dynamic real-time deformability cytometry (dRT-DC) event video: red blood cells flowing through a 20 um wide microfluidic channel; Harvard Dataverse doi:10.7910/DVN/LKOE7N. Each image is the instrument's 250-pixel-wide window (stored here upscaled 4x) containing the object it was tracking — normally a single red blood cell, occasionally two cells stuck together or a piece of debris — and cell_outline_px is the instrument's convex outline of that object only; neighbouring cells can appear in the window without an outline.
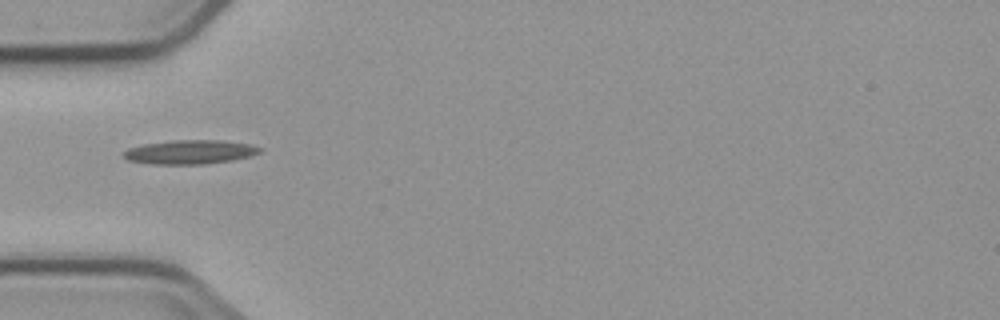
{"species": "common noctule bat (a hibernating species)", "species_latin": "Nyctalus noctula", "temperature_condition": "cold", "stored_images_in_passage": 6, "camera_frame_rate_fps": 3000, "um_per_image_px": 0.085, "animal": {"sex": "male", "body_mass_g": 23.1, "forearm_length_mm": 52.7}, "frame": {"image": 1, "passage_image": 1, "time_ms": 0.0, "image_size_px": [1000, 320], "cell_outline_px": [[264, 148], [260, 152], [248, 156], [232, 160], [204, 164], [152, 164], [128, 160], [124, 156], [124, 152], [128, 148], [144, 144], [172, 140], [220, 140], [252, 144]], "centroid_in_image_um": [16.17, 12.91], "position_along_channel_um": 68.8, "area_um2": 19.02}}
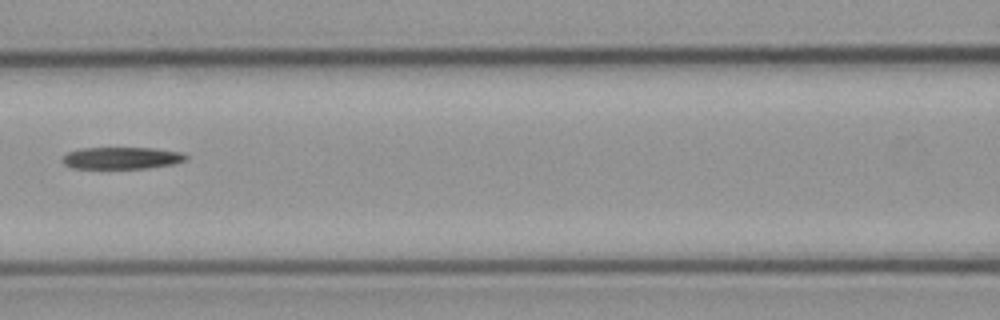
{"frame": {"image": 2, "passage_image": 3, "time_ms": 2.333, "image_size_px": [1000, 320], "cell_outline_px": [[188, 156], [184, 160], [172, 164], [144, 168], [72, 168], [64, 164], [60, 160], [68, 152], [80, 148], [156, 148], [180, 152]], "centroid_in_image_um": [10.29, 13.42], "position_along_channel_um": 156.3, "area_um2": 15.66}}
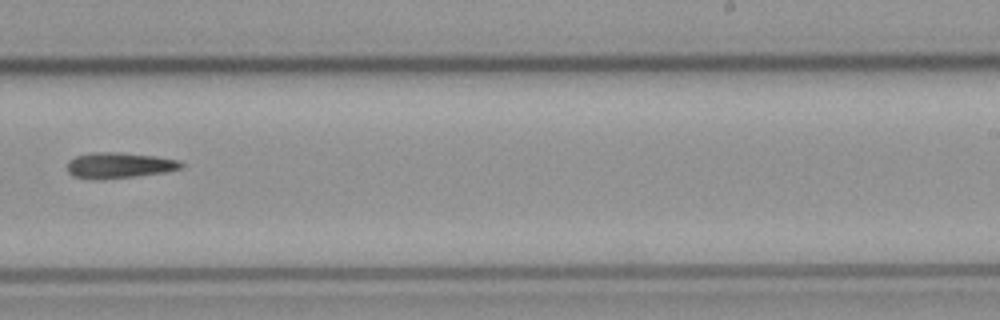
{"frame": {"image": 3, "passage_image": 6, "time_ms": 5.667, "image_size_px": [1000, 320], "cell_outline_px": [[184, 164], [180, 168], [164, 172], [136, 176], [104, 180], [92, 180], [72, 176], [68, 172], [68, 160], [76, 156], [92, 152], [120, 152], [156, 156], [180, 160]], "centroid_in_image_um": [10.1, 14.06], "position_along_channel_um": 278.9, "area_um2": 17.34}}